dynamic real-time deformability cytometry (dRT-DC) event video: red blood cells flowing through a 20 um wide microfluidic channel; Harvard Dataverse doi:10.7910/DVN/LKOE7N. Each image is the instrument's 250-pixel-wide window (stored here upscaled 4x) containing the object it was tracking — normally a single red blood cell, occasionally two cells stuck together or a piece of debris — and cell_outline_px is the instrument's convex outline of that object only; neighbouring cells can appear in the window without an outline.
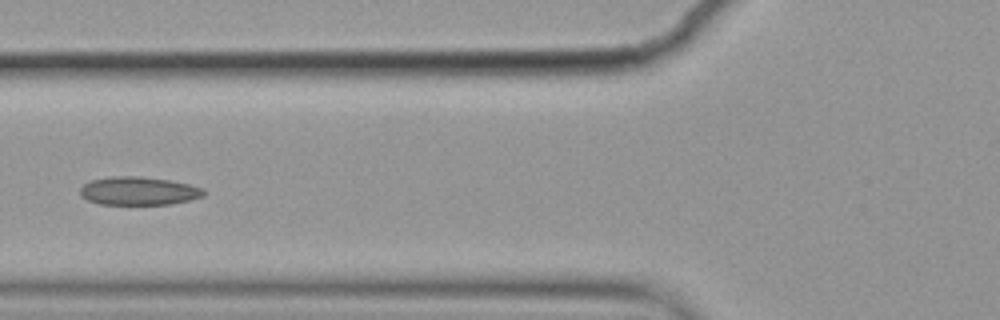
{"species": "common noctule bat (a hibernating species)", "species_latin": "Nyctalus noctula", "temperature_condition": "cold", "stored_images_in_passage": 14, "camera_frame_rate_fps": 3000, "um_per_image_px": 0.085, "animal": {"sex": "female", "body_mass_g": 19.9}, "frame": {"image": 1, "passage_image": 5, "time_ms": 1.333, "image_size_px": [1000, 320], "cell_outline_px": [[204, 196], [188, 200], [168, 204], [100, 204], [88, 200], [80, 196], [80, 188], [84, 184], [92, 180], [108, 176], [140, 176], [172, 180], [204, 188]], "centroid_in_image_um": [11.77, 16.22], "position_along_channel_um": 114.0, "area_um2": 20.4}}
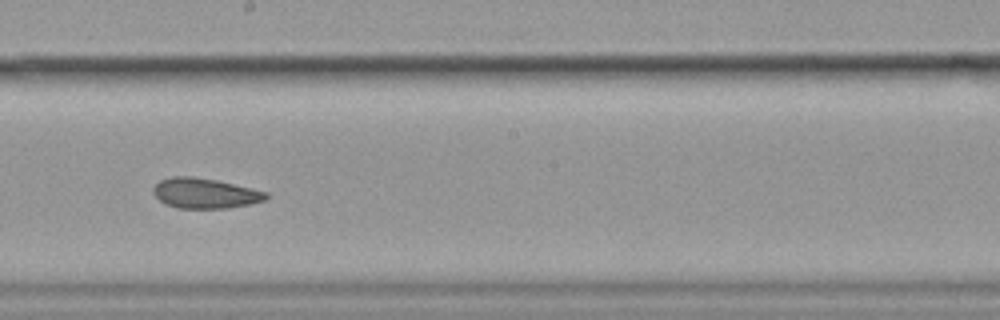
{"frame": {"image": 2, "passage_image": 8, "time_ms": 2.333, "image_size_px": [1000, 320], "cell_outline_px": [[268, 196], [264, 200], [248, 204], [228, 208], [176, 208], [164, 204], [152, 192], [152, 188], [160, 180], [172, 176], [192, 176], [216, 180], [252, 188], [268, 192]], "centroid_in_image_um": [17.39, 16.42], "position_along_channel_um": 230.8, "area_um2": 19.83}}
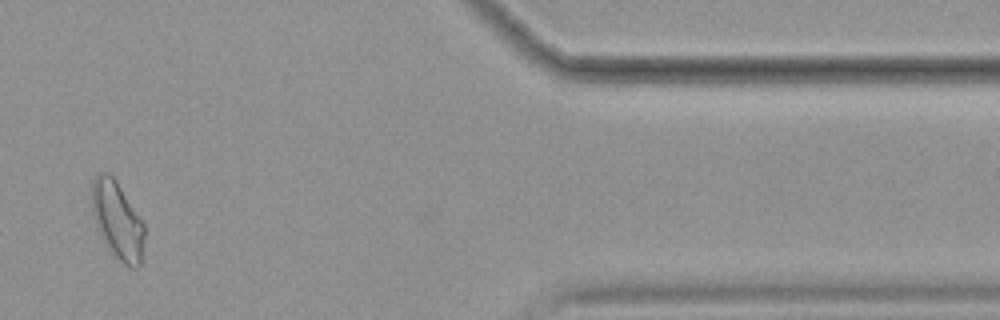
{"frame": {"image": 3, "passage_image": 13, "time_ms": 4.0, "image_size_px": [1000, 320], "cell_outline_px": [[144, 236], [140, 264], [136, 268], [128, 268], [112, 256], [92, 216], [92, 180], [100, 172], [108, 172], [116, 180], [144, 224]], "centroid_in_image_um": [9.97, 18.75], "position_along_channel_um": 401.4, "area_um2": 23.64}}